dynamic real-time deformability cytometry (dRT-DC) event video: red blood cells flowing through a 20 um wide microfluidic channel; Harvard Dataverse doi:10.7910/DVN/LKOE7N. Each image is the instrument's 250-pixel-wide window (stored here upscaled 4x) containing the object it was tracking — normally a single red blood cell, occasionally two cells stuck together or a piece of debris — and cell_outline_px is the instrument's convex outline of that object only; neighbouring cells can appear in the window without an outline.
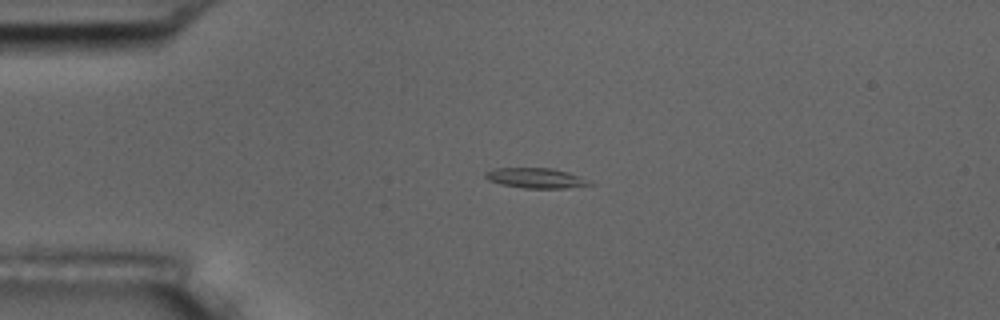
{"species": "common noctule bat (a hibernating species)", "species_latin": "Nyctalus noctula", "temperature_condition": "room temperature", "stored_images_in_passage": 4, "camera_frame_rate_fps": 3000, "um_per_image_px": 0.085, "animal": {"sex": "male", "body_mass_g": 17.5, "forearm_length_mm": 52.3}, "frame": {"image": 1, "passage_image": 3, "time_ms": 2.667, "image_size_px": [1000, 320], "cell_outline_px": [[596, 184], [564, 188], [524, 188], [500, 184], [488, 180], [484, 176], [484, 172], [492, 168], [552, 168], [568, 172], [580, 176]], "centroid_in_image_um": [45.52, 15.13], "position_along_channel_um": 39.5, "area_um2": 12.31}}